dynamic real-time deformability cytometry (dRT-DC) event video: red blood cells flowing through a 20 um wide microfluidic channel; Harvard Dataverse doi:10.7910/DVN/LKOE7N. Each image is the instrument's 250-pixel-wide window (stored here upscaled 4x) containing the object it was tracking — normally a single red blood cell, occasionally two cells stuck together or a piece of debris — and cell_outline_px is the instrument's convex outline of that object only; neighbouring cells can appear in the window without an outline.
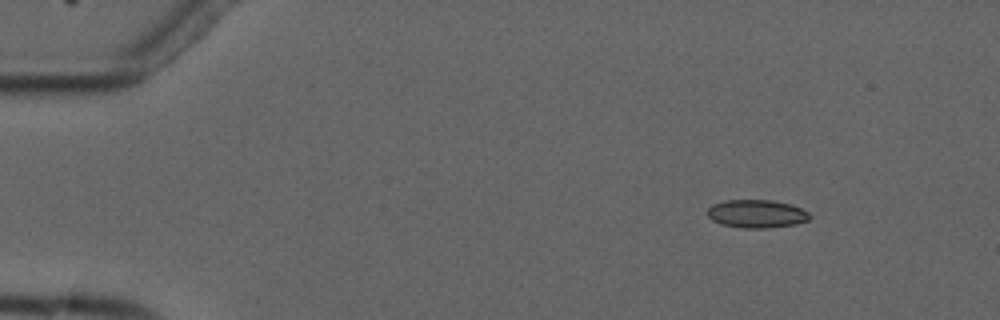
{"species": "common noctule bat (a hibernating species)", "species_latin": "Nyctalus noctula", "temperature_condition": "cold", "stored_images_in_passage": 4, "camera_frame_rate_fps": 3000, "um_per_image_px": 0.085, "animal": {"sex": "male", "forearm_length_mm": 52.5}, "frame": {"image": 1, "passage_image": 2, "time_ms": 1.0, "image_size_px": [1000, 320], "cell_outline_px": [[812, 216], [808, 220], [796, 224], [768, 228], [744, 228], [720, 224], [712, 220], [708, 216], [708, 208], [712, 204], [724, 200], [772, 200], [792, 204], [808, 212]], "centroid_in_image_um": [64.32, 18.17], "position_along_channel_um": 20.7, "area_um2": 16.88}}